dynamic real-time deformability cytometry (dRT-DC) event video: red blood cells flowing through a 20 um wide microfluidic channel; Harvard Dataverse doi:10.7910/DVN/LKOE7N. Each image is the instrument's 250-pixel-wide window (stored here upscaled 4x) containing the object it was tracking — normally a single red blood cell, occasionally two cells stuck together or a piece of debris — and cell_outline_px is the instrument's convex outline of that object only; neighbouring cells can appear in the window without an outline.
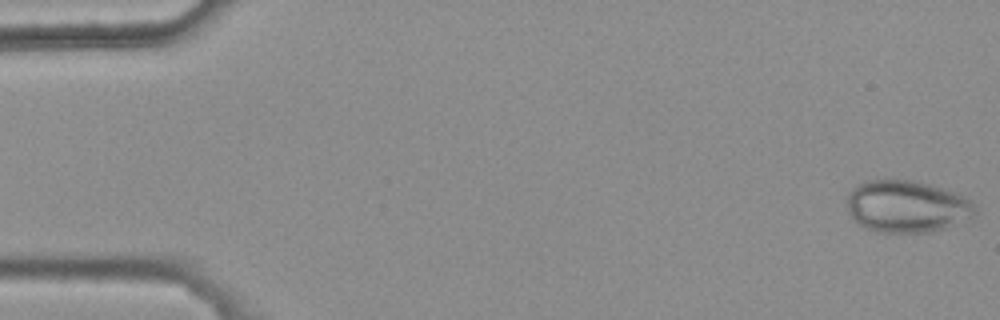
{"species": "common noctule bat (a hibernating species)", "species_latin": "Nyctalus noctula", "temperature_condition": "warm", "stored_images_in_passage": 4, "camera_frame_rate_fps": 3000, "um_per_image_px": 0.085, "animal": {"sex": "female", "body_mass_g": 25.1}, "frame": {"image": 1, "passage_image": 1, "time_ms": 0.0, "image_size_px": [1000, 320], "cell_outline_px": [[976, 212], [972, 216], [944, 228], [932, 232], [876, 232], [852, 220], [848, 212], [848, 192], [856, 184], [868, 180], [912, 180], [944, 188], [964, 196], [972, 200], [976, 208]], "centroid_in_image_um": [77.06, 17.54], "position_along_channel_um": 7.9, "area_um2": 38.84}}